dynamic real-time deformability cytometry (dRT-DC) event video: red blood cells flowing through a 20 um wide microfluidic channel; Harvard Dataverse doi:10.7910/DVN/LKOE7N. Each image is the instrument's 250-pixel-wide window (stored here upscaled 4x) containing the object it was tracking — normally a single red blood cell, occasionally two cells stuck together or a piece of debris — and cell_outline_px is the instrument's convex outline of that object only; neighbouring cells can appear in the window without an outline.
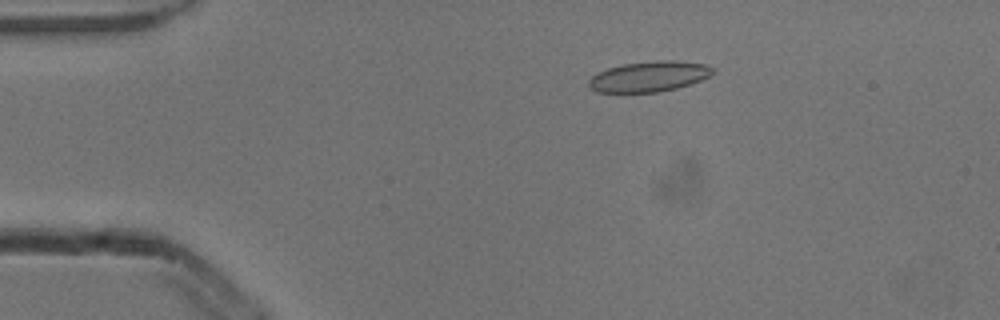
{"species": "common noctule bat (a hibernating species)", "species_latin": "Nyctalus noctula", "temperature_condition": "cold", "stored_images_in_passage": 7, "camera_frame_rate_fps": 3000, "um_per_image_px": 0.085, "animal": {"sex": "male", "body_mass_g": 13.3}, "frame": {"image": 1, "passage_image": 3, "time_ms": 0.667, "image_size_px": [1000, 320], "cell_outline_px": [[716, 72], [700, 80], [676, 88], [660, 92], [596, 92], [588, 88], [588, 80], [592, 76], [608, 68], [620, 64], [656, 60], [672, 60], [704, 64], [716, 68]], "centroid_in_image_um": [55.16, 6.5], "position_along_channel_um": 29.8, "area_um2": 22.08}}
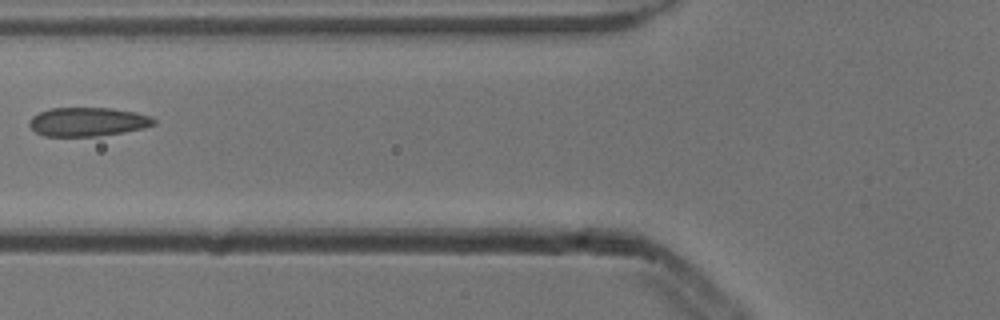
{"frame": {"image": 2, "passage_image": 6, "time_ms": 1.667, "image_size_px": [1000, 320], "cell_outline_px": [[156, 124], [144, 128], [124, 132], [100, 136], [44, 136], [36, 132], [28, 124], [28, 120], [32, 116], [40, 112], [52, 108], [112, 108], [136, 112], [152, 116], [156, 120]], "centroid_in_image_um": [7.48, 10.35], "position_along_channel_um": 118.3, "area_um2": 21.1}}
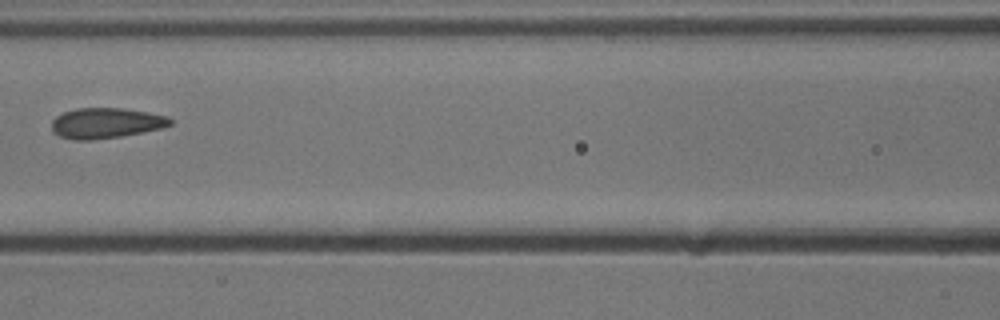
{"frame": {"image": 3, "passage_image": 7, "time_ms": 2.0, "image_size_px": [1000, 320], "cell_outline_px": [[172, 124], [160, 128], [120, 136], [92, 140], [72, 140], [60, 136], [52, 132], [52, 120], [56, 116], [64, 112], [76, 108], [124, 108], [148, 112], [168, 116], [172, 120]], "centroid_in_image_um": [8.97, 10.45], "position_along_channel_um": 157.6, "area_um2": 20.98}}